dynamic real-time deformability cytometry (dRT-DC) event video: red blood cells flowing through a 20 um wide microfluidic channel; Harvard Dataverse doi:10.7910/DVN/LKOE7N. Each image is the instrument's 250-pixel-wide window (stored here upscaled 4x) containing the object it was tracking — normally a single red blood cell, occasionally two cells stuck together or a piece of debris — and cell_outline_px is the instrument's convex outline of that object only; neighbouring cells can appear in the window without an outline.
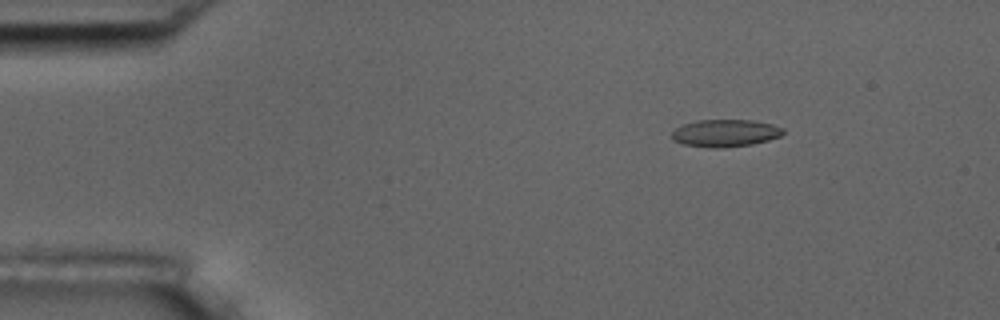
{"species": "common noctule bat (a hibernating species)", "species_latin": "Nyctalus noctula", "temperature_condition": "room temperature", "stored_images_in_passage": 5, "camera_frame_rate_fps": 3000, "um_per_image_px": 0.085, "animal": {"sex": "male", "body_mass_g": 17.5, "forearm_length_mm": 52.3}, "frame": {"image": 1, "passage_image": 2, "time_ms": 1.333, "image_size_px": [1000, 320], "cell_outline_px": [[784, 132], [780, 136], [768, 140], [752, 144], [724, 148], [712, 148], [684, 144], [672, 140], [672, 132], [680, 124], [696, 120], [752, 120], [772, 124], [784, 128]], "centroid_in_image_um": [61.63, 11.31], "position_along_channel_um": 23.4, "area_um2": 17.86}}